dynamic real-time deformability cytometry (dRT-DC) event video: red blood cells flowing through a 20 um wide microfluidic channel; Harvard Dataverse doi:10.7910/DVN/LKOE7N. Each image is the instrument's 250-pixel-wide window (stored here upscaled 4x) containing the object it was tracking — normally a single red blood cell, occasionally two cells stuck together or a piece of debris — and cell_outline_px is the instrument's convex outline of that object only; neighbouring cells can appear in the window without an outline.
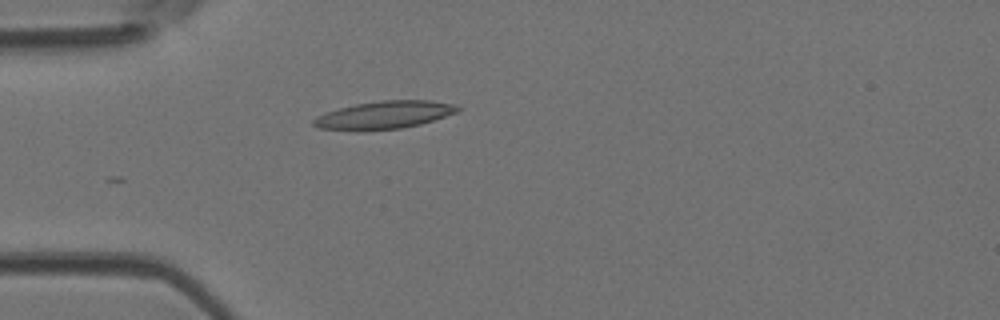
{"species": "Egyptian fruit bat (a non-hibernating species)", "species_latin": "Rousettus aegyptiacus", "temperature_condition": "room temperature", "stored_images_in_passage": 11, "camera_frame_rate_fps": 3000, "um_per_image_px": 0.085, "animal": {"sex": "female"}, "frame": {"image": 1, "passage_image": 1, "time_ms": 0.0, "image_size_px": [1000, 320], "cell_outline_px": [[460, 108], [456, 112], [420, 124], [400, 128], [364, 132], [356, 132], [316, 128], [312, 124], [312, 120], [316, 116], [340, 108], [356, 104], [380, 100], [432, 100], [460, 104]], "centroid_in_image_um": [32.62, 9.79], "position_along_channel_um": 52.4, "area_um2": 23.76}}
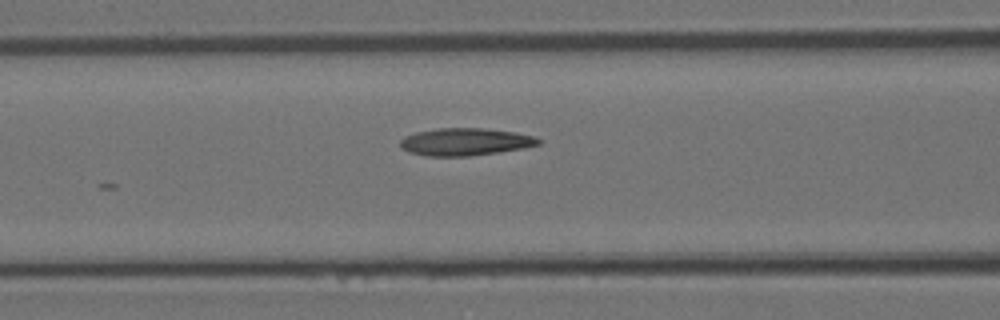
{"frame": {"image": 2, "passage_image": 7, "time_ms": 2.0, "image_size_px": [1000, 320], "cell_outline_px": [[540, 144], [524, 148], [500, 152], [468, 156], [424, 156], [408, 152], [400, 148], [400, 140], [404, 136], [416, 132], [440, 128], [484, 128], [516, 132], [536, 136], [540, 140]], "centroid_in_image_um": [39.54, 12.06], "position_along_channel_um": 127.1, "area_um2": 22.31}}
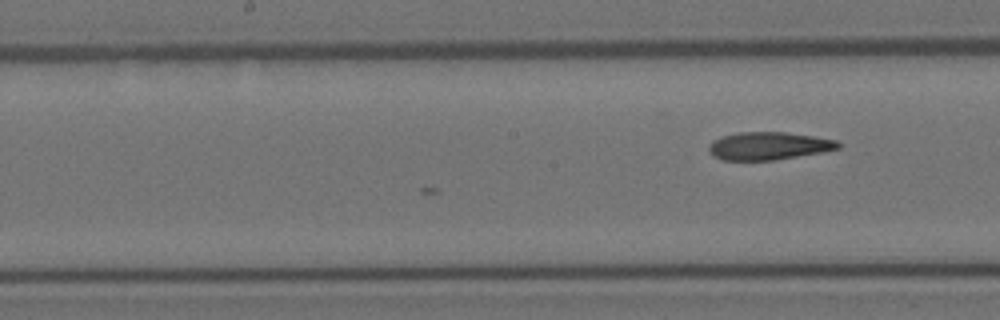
{"frame": {"image": 3, "passage_image": 11, "time_ms": 3.333, "image_size_px": [1000, 320], "cell_outline_px": [[840, 148], [824, 152], [772, 160], [724, 160], [712, 156], [708, 148], [708, 144], [712, 140], [736, 132], [784, 132], [812, 136], [836, 140], [840, 144]], "centroid_in_image_um": [65.31, 12.4], "position_along_channel_um": 182.9, "area_um2": 20.92}}